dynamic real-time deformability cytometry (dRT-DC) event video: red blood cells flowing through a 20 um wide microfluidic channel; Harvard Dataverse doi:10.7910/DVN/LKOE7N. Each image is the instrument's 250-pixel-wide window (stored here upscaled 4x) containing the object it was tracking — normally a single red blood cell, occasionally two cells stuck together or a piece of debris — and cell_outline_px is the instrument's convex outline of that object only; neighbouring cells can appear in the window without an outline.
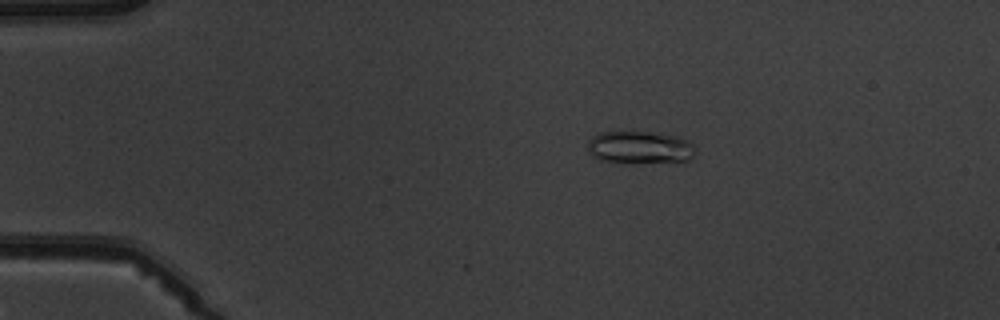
{"species": "common noctule bat (a hibernating species)", "species_latin": "Nyctalus noctula", "temperature_condition": "warm", "stored_images_in_passage": 6, "camera_frame_rate_fps": 3000, "um_per_image_px": 0.085, "animal": {"sex": "male", "body_mass_g": 19.5, "forearm_length_mm": 54.6}, "frame": {"image": 1, "passage_image": 3, "time_ms": 3.333, "image_size_px": [1000, 320], "cell_outline_px": [[692, 156], [688, 160], [632, 164], [616, 164], [600, 160], [592, 156], [588, 152], [588, 140], [592, 136], [600, 132], [648, 132], [680, 136], [688, 140], [692, 144]], "centroid_in_image_um": [54.3, 12.55], "position_along_channel_um": 30.7, "area_um2": 20.81}}
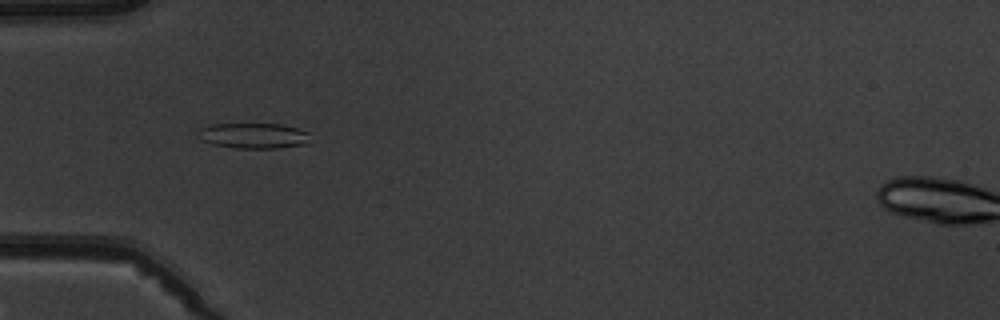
{"frame": {"image": 2, "passage_image": 5, "time_ms": 5.667, "image_size_px": [1000, 320], "cell_outline_px": [[308, 132], [304, 144], [276, 148], [236, 148], [212, 144], [200, 140], [196, 132], [200, 128], [212, 124], [280, 124], [296, 128]], "centroid_in_image_um": [21.44, 11.53], "position_along_channel_um": 63.6, "area_um2": 16.42}}